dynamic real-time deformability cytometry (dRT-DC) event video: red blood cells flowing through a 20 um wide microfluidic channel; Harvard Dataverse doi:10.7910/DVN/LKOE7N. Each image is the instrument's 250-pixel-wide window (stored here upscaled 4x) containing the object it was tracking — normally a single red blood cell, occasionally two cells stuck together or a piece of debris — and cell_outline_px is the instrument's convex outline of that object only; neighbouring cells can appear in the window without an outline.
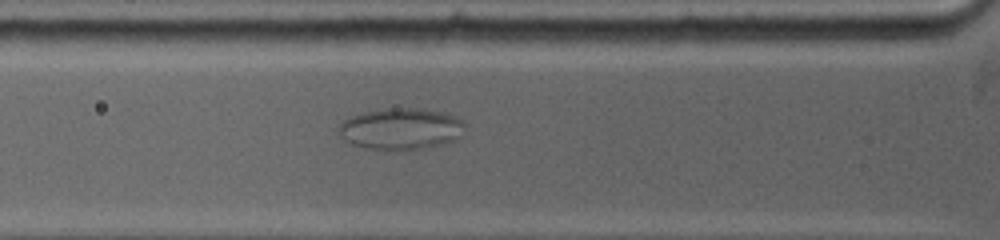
{"species": "common noctule bat (a hibernating species)", "species_latin": "Nyctalus noctula", "temperature_condition": "warm", "stored_images_in_passage": 18, "camera_frame_rate_fps": 5000, "um_per_image_px": 0.085, "animal": {"sex": "female", "body_mass_g": 19.0, "forearm_length_mm": 53.3}, "frame": {"image": 1, "passage_image": 8, "time_ms": 3.0, "image_size_px": [1000, 240], "cell_outline_px": [[464, 124], [460, 136], [456, 140], [444, 144], [420, 148], [364, 148], [352, 144], [344, 140], [336, 132], [336, 128], [348, 116], [388, 108], [424, 108], [444, 112], [456, 116], [464, 120]], "centroid_in_image_um": [34.07, 10.92], "position_along_channel_um": 91.7, "area_um2": 30.35}}
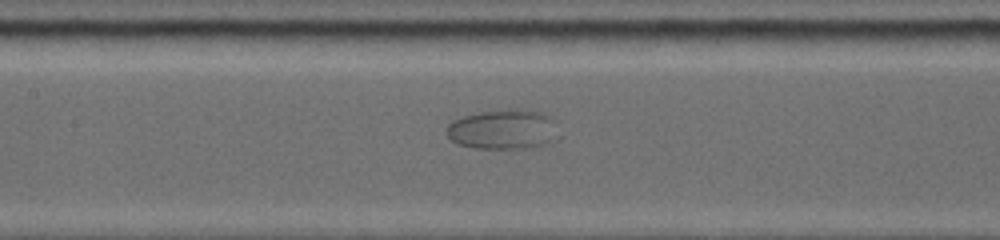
{"frame": {"image": 2, "passage_image": 14, "time_ms": 5.0, "image_size_px": [1000, 240], "cell_outline_px": [[560, 136], [556, 140], [532, 148], [476, 148], [456, 144], [444, 132], [448, 124], [452, 120], [476, 112], [512, 108], [540, 112], [556, 120]], "centroid_in_image_um": [42.79, 10.99], "position_along_channel_um": 164.6, "area_um2": 26.59}}
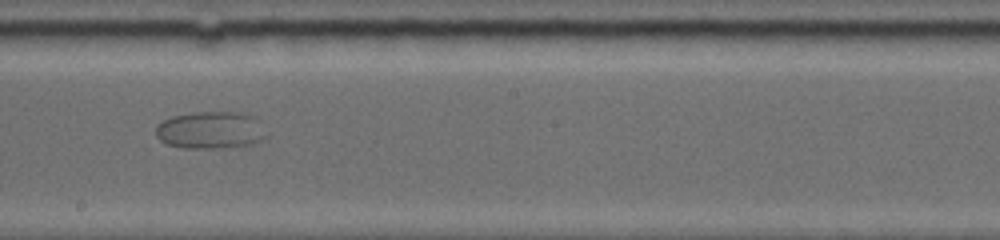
{"frame": {"image": 3, "passage_image": 17, "time_ms": 6.8, "image_size_px": [1000, 240], "cell_outline_px": [[268, 136], [256, 144], [220, 148], [184, 148], [164, 144], [156, 136], [156, 124], [172, 116], [192, 112], [240, 112], [256, 116], [260, 120]], "centroid_in_image_um": [17.93, 11.06], "position_along_channel_um": 230.3, "area_um2": 24.62}}